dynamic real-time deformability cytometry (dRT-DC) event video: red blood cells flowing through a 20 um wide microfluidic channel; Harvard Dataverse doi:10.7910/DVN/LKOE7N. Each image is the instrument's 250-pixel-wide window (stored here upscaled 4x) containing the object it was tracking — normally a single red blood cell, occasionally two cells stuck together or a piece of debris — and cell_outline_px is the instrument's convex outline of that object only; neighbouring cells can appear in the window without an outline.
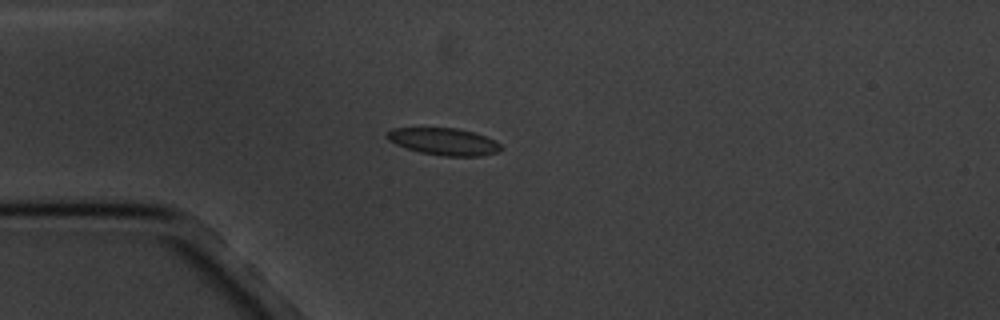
{"species": "common noctule bat (a hibernating species)", "species_latin": "Nyctalus noctula", "temperature_condition": "cold", "stored_images_in_passage": 11, "camera_frame_rate_fps": 3000, "um_per_image_px": 0.085, "animal": {"sex": "male", "body_mass_g": 20.1, "forearm_length_mm": 53.5}, "frame": {"image": 1, "passage_image": 4, "time_ms": 3.667, "image_size_px": [1000, 320], "cell_outline_px": [[504, 148], [500, 152], [480, 156], [444, 156], [420, 152], [396, 144], [388, 140], [388, 132], [392, 128], [456, 128], [472, 132], [484, 136], [500, 144]], "centroid_in_image_um": [37.76, 12.04], "position_along_channel_um": 47.2, "area_um2": 17.74}}
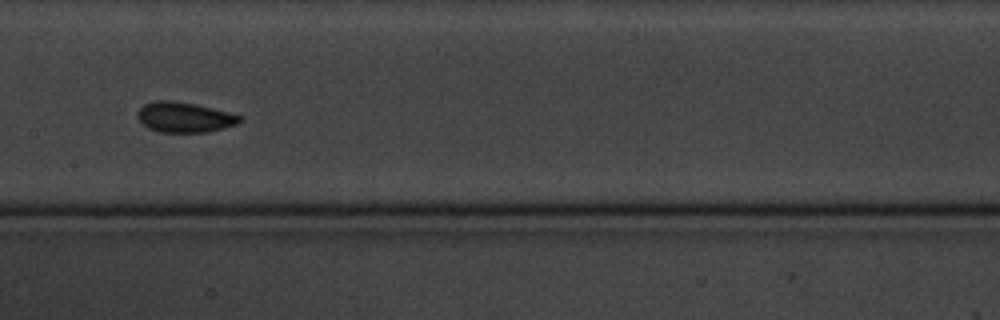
{"frame": {"image": 2, "passage_image": 8, "time_ms": 8.333, "image_size_px": [1000, 320], "cell_outline_px": [[244, 120], [236, 124], [224, 128], [208, 132], [160, 132], [148, 128], [136, 116], [136, 112], [144, 104], [152, 100], [172, 100], [196, 104], [244, 116]], "centroid_in_image_um": [15.69, 9.95], "position_along_channel_um": 191.7, "area_um2": 18.21}}
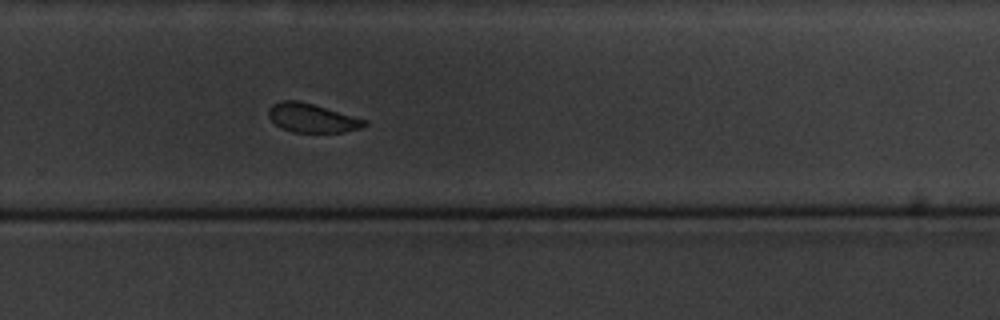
{"frame": {"image": 3, "passage_image": 11, "time_ms": 11.667, "image_size_px": [1000, 320], "cell_outline_px": [[368, 124], [360, 128], [344, 132], [292, 132], [280, 128], [268, 116], [268, 108], [272, 104], [280, 100], [296, 100], [312, 104], [368, 120]], "centroid_in_image_um": [26.5, 10.03], "position_along_channel_um": 303.3, "area_um2": 16.13}}